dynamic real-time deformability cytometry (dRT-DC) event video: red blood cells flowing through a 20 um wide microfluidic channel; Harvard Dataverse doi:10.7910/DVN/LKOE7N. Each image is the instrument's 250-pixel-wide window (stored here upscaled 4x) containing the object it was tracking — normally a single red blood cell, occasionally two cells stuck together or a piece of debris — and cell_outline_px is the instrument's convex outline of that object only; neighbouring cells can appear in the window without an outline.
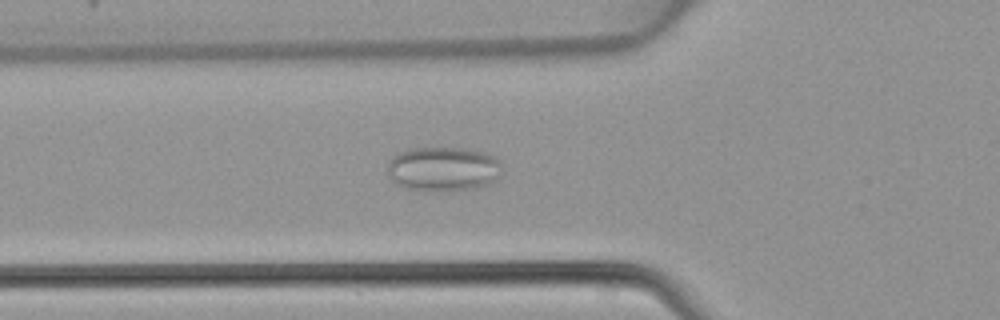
{"species": "common noctule bat (a hibernating species)", "species_latin": "Nyctalus noctula", "temperature_condition": "warm", "stored_images_in_passage": 47, "camera_frame_rate_fps": 3000, "um_per_image_px": 0.085, "animal": {"sex": "female", "body_mass_g": 22.7, "forearm_length_mm": 54.2}, "frame": {"image": 1, "passage_image": 17, "time_ms": 5.333, "image_size_px": [1000, 320], "cell_outline_px": [[500, 176], [496, 180], [488, 184], [472, 188], [440, 192], [428, 192], [408, 188], [396, 184], [388, 176], [388, 164], [392, 156], [396, 152], [412, 148], [464, 148], [488, 152], [496, 156], [500, 160]], "centroid_in_image_um": [37.67, 14.36], "position_along_channel_um": 88.1, "area_um2": 30.23}}
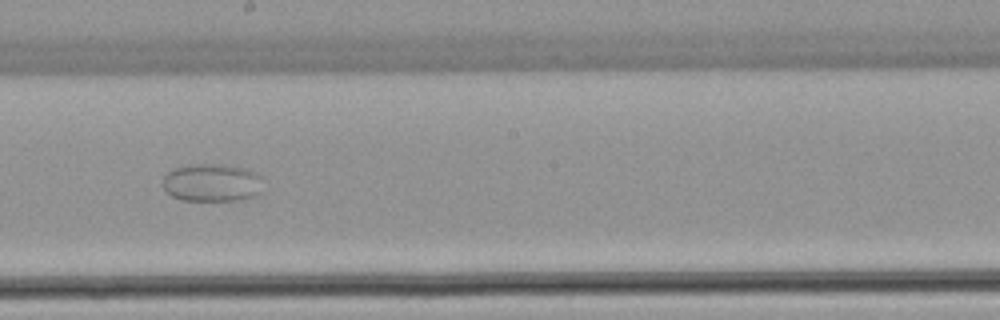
{"frame": {"image": 2, "passage_image": 27, "time_ms": 8.667, "image_size_px": [1000, 320], "cell_outline_px": [[260, 192], [256, 196], [244, 200], [180, 200], [172, 196], [164, 188], [164, 176], [172, 168], [192, 164], [224, 164], [248, 168], [256, 172], [260, 176]], "centroid_in_image_um": [18.03, 15.52], "position_along_channel_um": 230.2, "area_um2": 22.31}}
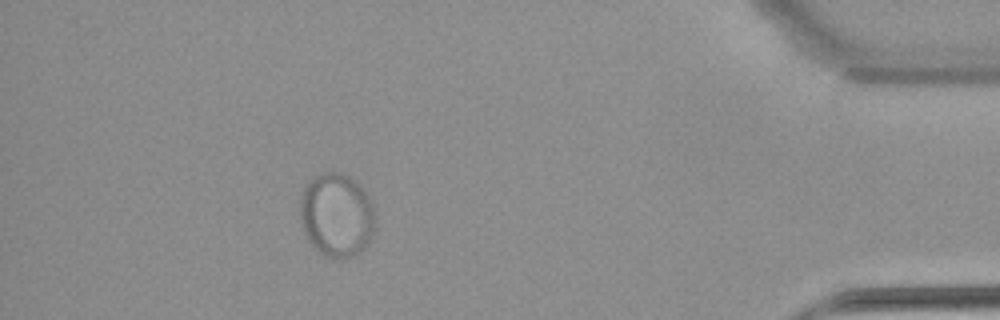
{"frame": {"image": 3, "passage_image": 43, "time_ms": 14.0, "image_size_px": [1000, 320], "cell_outline_px": [[376, 228], [368, 244], [360, 252], [352, 256], [340, 260], [328, 256], [320, 252], [308, 240], [304, 232], [300, 220], [300, 196], [304, 188], [320, 172], [340, 172], [356, 180], [364, 188], [372, 200], [376, 208]], "centroid_in_image_um": [28.67, 18.27], "position_along_channel_um": 406.5, "area_um2": 37.45}}